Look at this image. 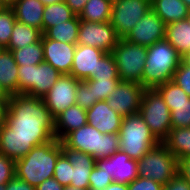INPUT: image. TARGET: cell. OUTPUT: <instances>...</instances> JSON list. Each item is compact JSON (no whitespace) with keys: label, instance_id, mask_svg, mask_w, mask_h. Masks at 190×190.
Returning <instances> with one entry per match:
<instances>
[{"label":"cell","instance_id":"6da1fadb","mask_svg":"<svg viewBox=\"0 0 190 190\" xmlns=\"http://www.w3.org/2000/svg\"><path fill=\"white\" fill-rule=\"evenodd\" d=\"M54 138V118L42 98L9 96L6 120L0 126V153L16 161Z\"/></svg>","mask_w":190,"mask_h":190},{"label":"cell","instance_id":"7a4b0ae2","mask_svg":"<svg viewBox=\"0 0 190 190\" xmlns=\"http://www.w3.org/2000/svg\"><path fill=\"white\" fill-rule=\"evenodd\" d=\"M62 154L61 141H52L33 147L31 151L15 161V173L18 179L34 187L54 176L58 157Z\"/></svg>","mask_w":190,"mask_h":190},{"label":"cell","instance_id":"3957f363","mask_svg":"<svg viewBox=\"0 0 190 190\" xmlns=\"http://www.w3.org/2000/svg\"><path fill=\"white\" fill-rule=\"evenodd\" d=\"M180 61L181 56L166 39L147 47L142 86L146 89H155L157 86L172 80Z\"/></svg>","mask_w":190,"mask_h":190},{"label":"cell","instance_id":"277c9868","mask_svg":"<svg viewBox=\"0 0 190 190\" xmlns=\"http://www.w3.org/2000/svg\"><path fill=\"white\" fill-rule=\"evenodd\" d=\"M62 142L69 148L90 154L95 160L114 155L120 149L118 133H101L90 124L71 131Z\"/></svg>","mask_w":190,"mask_h":190},{"label":"cell","instance_id":"5b68a950","mask_svg":"<svg viewBox=\"0 0 190 190\" xmlns=\"http://www.w3.org/2000/svg\"><path fill=\"white\" fill-rule=\"evenodd\" d=\"M118 135L120 150L137 161L160 143L139 113L123 117Z\"/></svg>","mask_w":190,"mask_h":190},{"label":"cell","instance_id":"8992f818","mask_svg":"<svg viewBox=\"0 0 190 190\" xmlns=\"http://www.w3.org/2000/svg\"><path fill=\"white\" fill-rule=\"evenodd\" d=\"M138 162V174L166 185L178 172L179 161L163 142L152 147Z\"/></svg>","mask_w":190,"mask_h":190},{"label":"cell","instance_id":"52a82bcc","mask_svg":"<svg viewBox=\"0 0 190 190\" xmlns=\"http://www.w3.org/2000/svg\"><path fill=\"white\" fill-rule=\"evenodd\" d=\"M138 113L160 142L169 136L172 128L171 110L156 89L145 90Z\"/></svg>","mask_w":190,"mask_h":190},{"label":"cell","instance_id":"ba28073f","mask_svg":"<svg viewBox=\"0 0 190 190\" xmlns=\"http://www.w3.org/2000/svg\"><path fill=\"white\" fill-rule=\"evenodd\" d=\"M111 53L114 56L120 80L134 81L142 85L147 47L119 39Z\"/></svg>","mask_w":190,"mask_h":190},{"label":"cell","instance_id":"9c48e42d","mask_svg":"<svg viewBox=\"0 0 190 190\" xmlns=\"http://www.w3.org/2000/svg\"><path fill=\"white\" fill-rule=\"evenodd\" d=\"M62 74L46 62L19 66L18 94L43 98Z\"/></svg>","mask_w":190,"mask_h":190},{"label":"cell","instance_id":"30bf717a","mask_svg":"<svg viewBox=\"0 0 190 190\" xmlns=\"http://www.w3.org/2000/svg\"><path fill=\"white\" fill-rule=\"evenodd\" d=\"M150 9L151 0H119L112 4L110 24L117 36L124 39Z\"/></svg>","mask_w":190,"mask_h":190},{"label":"cell","instance_id":"8fae6325","mask_svg":"<svg viewBox=\"0 0 190 190\" xmlns=\"http://www.w3.org/2000/svg\"><path fill=\"white\" fill-rule=\"evenodd\" d=\"M119 39L110 22L96 23L80 20L78 45L92 46L106 53H110L117 45Z\"/></svg>","mask_w":190,"mask_h":190},{"label":"cell","instance_id":"7c38bea8","mask_svg":"<svg viewBox=\"0 0 190 190\" xmlns=\"http://www.w3.org/2000/svg\"><path fill=\"white\" fill-rule=\"evenodd\" d=\"M146 88L134 81H120L106 99L108 105L122 117L136 114L140 110Z\"/></svg>","mask_w":190,"mask_h":190},{"label":"cell","instance_id":"4fadbf2b","mask_svg":"<svg viewBox=\"0 0 190 190\" xmlns=\"http://www.w3.org/2000/svg\"><path fill=\"white\" fill-rule=\"evenodd\" d=\"M78 81L70 74H62L42 98L54 119L65 109L76 104L75 95Z\"/></svg>","mask_w":190,"mask_h":190},{"label":"cell","instance_id":"5bb4252c","mask_svg":"<svg viewBox=\"0 0 190 190\" xmlns=\"http://www.w3.org/2000/svg\"><path fill=\"white\" fill-rule=\"evenodd\" d=\"M166 25L162 19L152 10L148 11L132 30L129 31L125 40L142 45L152 46L157 41L165 39Z\"/></svg>","mask_w":190,"mask_h":190},{"label":"cell","instance_id":"9a60e30c","mask_svg":"<svg viewBox=\"0 0 190 190\" xmlns=\"http://www.w3.org/2000/svg\"><path fill=\"white\" fill-rule=\"evenodd\" d=\"M96 165L111 174L116 183L129 184L139 176L137 160L120 149L110 157L96 159Z\"/></svg>","mask_w":190,"mask_h":190},{"label":"cell","instance_id":"2e32d148","mask_svg":"<svg viewBox=\"0 0 190 190\" xmlns=\"http://www.w3.org/2000/svg\"><path fill=\"white\" fill-rule=\"evenodd\" d=\"M44 62L52 65L61 74H70L76 44L54 41L42 35Z\"/></svg>","mask_w":190,"mask_h":190},{"label":"cell","instance_id":"e0dca14e","mask_svg":"<svg viewBox=\"0 0 190 190\" xmlns=\"http://www.w3.org/2000/svg\"><path fill=\"white\" fill-rule=\"evenodd\" d=\"M61 151L72 165L70 185L89 190V176L96 164V160L90 154L67 147L62 141Z\"/></svg>","mask_w":190,"mask_h":190},{"label":"cell","instance_id":"ac0fdd59","mask_svg":"<svg viewBox=\"0 0 190 190\" xmlns=\"http://www.w3.org/2000/svg\"><path fill=\"white\" fill-rule=\"evenodd\" d=\"M105 54L92 46L76 44L70 75L78 80H90L97 73L98 60Z\"/></svg>","mask_w":190,"mask_h":190},{"label":"cell","instance_id":"d6986e66","mask_svg":"<svg viewBox=\"0 0 190 190\" xmlns=\"http://www.w3.org/2000/svg\"><path fill=\"white\" fill-rule=\"evenodd\" d=\"M87 123L101 133H118L123 117L115 112L105 101L96 102L86 110Z\"/></svg>","mask_w":190,"mask_h":190},{"label":"cell","instance_id":"ffe728a7","mask_svg":"<svg viewBox=\"0 0 190 190\" xmlns=\"http://www.w3.org/2000/svg\"><path fill=\"white\" fill-rule=\"evenodd\" d=\"M86 124V110L74 104L54 119V136L57 140L62 141L71 131Z\"/></svg>","mask_w":190,"mask_h":190},{"label":"cell","instance_id":"44dd1931","mask_svg":"<svg viewBox=\"0 0 190 190\" xmlns=\"http://www.w3.org/2000/svg\"><path fill=\"white\" fill-rule=\"evenodd\" d=\"M18 71L12 51L3 48L0 51V86L8 96L18 94Z\"/></svg>","mask_w":190,"mask_h":190},{"label":"cell","instance_id":"7402d4cb","mask_svg":"<svg viewBox=\"0 0 190 190\" xmlns=\"http://www.w3.org/2000/svg\"><path fill=\"white\" fill-rule=\"evenodd\" d=\"M41 0H17L12 6L16 21L42 31L43 11Z\"/></svg>","mask_w":190,"mask_h":190},{"label":"cell","instance_id":"603a6c76","mask_svg":"<svg viewBox=\"0 0 190 190\" xmlns=\"http://www.w3.org/2000/svg\"><path fill=\"white\" fill-rule=\"evenodd\" d=\"M151 9L165 25L187 19L190 11L182 0H151Z\"/></svg>","mask_w":190,"mask_h":190},{"label":"cell","instance_id":"cb8c5ba5","mask_svg":"<svg viewBox=\"0 0 190 190\" xmlns=\"http://www.w3.org/2000/svg\"><path fill=\"white\" fill-rule=\"evenodd\" d=\"M165 39L180 56L190 50V25L188 19L166 25Z\"/></svg>","mask_w":190,"mask_h":190},{"label":"cell","instance_id":"d4e9b609","mask_svg":"<svg viewBox=\"0 0 190 190\" xmlns=\"http://www.w3.org/2000/svg\"><path fill=\"white\" fill-rule=\"evenodd\" d=\"M163 143L178 161L190 157V127L171 128Z\"/></svg>","mask_w":190,"mask_h":190},{"label":"cell","instance_id":"484cf974","mask_svg":"<svg viewBox=\"0 0 190 190\" xmlns=\"http://www.w3.org/2000/svg\"><path fill=\"white\" fill-rule=\"evenodd\" d=\"M42 35L41 30L16 21L10 41L5 49L12 51L13 49L24 48L25 46L40 41Z\"/></svg>","mask_w":190,"mask_h":190},{"label":"cell","instance_id":"4316f807","mask_svg":"<svg viewBox=\"0 0 190 190\" xmlns=\"http://www.w3.org/2000/svg\"><path fill=\"white\" fill-rule=\"evenodd\" d=\"M79 25V16L75 15L71 20L48 28L43 35L54 41L77 44Z\"/></svg>","mask_w":190,"mask_h":190},{"label":"cell","instance_id":"83f0119b","mask_svg":"<svg viewBox=\"0 0 190 190\" xmlns=\"http://www.w3.org/2000/svg\"><path fill=\"white\" fill-rule=\"evenodd\" d=\"M74 16L75 14L65 1L46 5L43 11L42 33L50 27L71 20Z\"/></svg>","mask_w":190,"mask_h":190},{"label":"cell","instance_id":"f1b7e54d","mask_svg":"<svg viewBox=\"0 0 190 190\" xmlns=\"http://www.w3.org/2000/svg\"><path fill=\"white\" fill-rule=\"evenodd\" d=\"M112 4L108 0H88L79 15L80 20L110 22Z\"/></svg>","mask_w":190,"mask_h":190},{"label":"cell","instance_id":"f546056e","mask_svg":"<svg viewBox=\"0 0 190 190\" xmlns=\"http://www.w3.org/2000/svg\"><path fill=\"white\" fill-rule=\"evenodd\" d=\"M12 54L18 66L38 65L39 63L44 62L42 40L21 49H13Z\"/></svg>","mask_w":190,"mask_h":190},{"label":"cell","instance_id":"4dcf8cb0","mask_svg":"<svg viewBox=\"0 0 190 190\" xmlns=\"http://www.w3.org/2000/svg\"><path fill=\"white\" fill-rule=\"evenodd\" d=\"M155 89L163 97L164 102L170 110L171 105H181L190 100V96H188L187 93L172 80L157 86Z\"/></svg>","mask_w":190,"mask_h":190},{"label":"cell","instance_id":"1f68e13d","mask_svg":"<svg viewBox=\"0 0 190 190\" xmlns=\"http://www.w3.org/2000/svg\"><path fill=\"white\" fill-rule=\"evenodd\" d=\"M16 22L15 12L12 7H0V45L3 48L8 46L12 30Z\"/></svg>","mask_w":190,"mask_h":190},{"label":"cell","instance_id":"d6a6232c","mask_svg":"<svg viewBox=\"0 0 190 190\" xmlns=\"http://www.w3.org/2000/svg\"><path fill=\"white\" fill-rule=\"evenodd\" d=\"M91 79H120L113 54L106 53L98 60L97 73Z\"/></svg>","mask_w":190,"mask_h":190},{"label":"cell","instance_id":"836d02e7","mask_svg":"<svg viewBox=\"0 0 190 190\" xmlns=\"http://www.w3.org/2000/svg\"><path fill=\"white\" fill-rule=\"evenodd\" d=\"M97 101H105L109 98L111 92L115 90L116 86L121 81L120 79H90L86 80Z\"/></svg>","mask_w":190,"mask_h":190},{"label":"cell","instance_id":"e575fe53","mask_svg":"<svg viewBox=\"0 0 190 190\" xmlns=\"http://www.w3.org/2000/svg\"><path fill=\"white\" fill-rule=\"evenodd\" d=\"M172 128L190 127V100L181 105H171Z\"/></svg>","mask_w":190,"mask_h":190},{"label":"cell","instance_id":"d590c367","mask_svg":"<svg viewBox=\"0 0 190 190\" xmlns=\"http://www.w3.org/2000/svg\"><path fill=\"white\" fill-rule=\"evenodd\" d=\"M75 97L76 104L85 110L90 109L96 102H98L86 80L78 81Z\"/></svg>","mask_w":190,"mask_h":190},{"label":"cell","instance_id":"8d00e7d4","mask_svg":"<svg viewBox=\"0 0 190 190\" xmlns=\"http://www.w3.org/2000/svg\"><path fill=\"white\" fill-rule=\"evenodd\" d=\"M53 177L63 186L71 184L72 165L63 154L56 161Z\"/></svg>","mask_w":190,"mask_h":190},{"label":"cell","instance_id":"74e56055","mask_svg":"<svg viewBox=\"0 0 190 190\" xmlns=\"http://www.w3.org/2000/svg\"><path fill=\"white\" fill-rule=\"evenodd\" d=\"M111 174L100 169L96 164L89 176V190H104L109 184L113 183Z\"/></svg>","mask_w":190,"mask_h":190},{"label":"cell","instance_id":"f35d334b","mask_svg":"<svg viewBox=\"0 0 190 190\" xmlns=\"http://www.w3.org/2000/svg\"><path fill=\"white\" fill-rule=\"evenodd\" d=\"M173 82L184 90L190 96V66L180 61L177 70L173 75Z\"/></svg>","mask_w":190,"mask_h":190},{"label":"cell","instance_id":"ab89813d","mask_svg":"<svg viewBox=\"0 0 190 190\" xmlns=\"http://www.w3.org/2000/svg\"><path fill=\"white\" fill-rule=\"evenodd\" d=\"M15 176V161L0 153V186H5Z\"/></svg>","mask_w":190,"mask_h":190},{"label":"cell","instance_id":"60d3db41","mask_svg":"<svg viewBox=\"0 0 190 190\" xmlns=\"http://www.w3.org/2000/svg\"><path fill=\"white\" fill-rule=\"evenodd\" d=\"M128 190H163V185L150 178L138 176L128 184Z\"/></svg>","mask_w":190,"mask_h":190},{"label":"cell","instance_id":"b9f144b4","mask_svg":"<svg viewBox=\"0 0 190 190\" xmlns=\"http://www.w3.org/2000/svg\"><path fill=\"white\" fill-rule=\"evenodd\" d=\"M163 190H190V184L178 171L166 185H163Z\"/></svg>","mask_w":190,"mask_h":190},{"label":"cell","instance_id":"7bdbcfd3","mask_svg":"<svg viewBox=\"0 0 190 190\" xmlns=\"http://www.w3.org/2000/svg\"><path fill=\"white\" fill-rule=\"evenodd\" d=\"M4 190H36V187L15 176L4 186Z\"/></svg>","mask_w":190,"mask_h":190},{"label":"cell","instance_id":"ee69618b","mask_svg":"<svg viewBox=\"0 0 190 190\" xmlns=\"http://www.w3.org/2000/svg\"><path fill=\"white\" fill-rule=\"evenodd\" d=\"M64 186L61 185L54 177L41 182L36 186V190H63Z\"/></svg>","mask_w":190,"mask_h":190},{"label":"cell","instance_id":"f6af8a7d","mask_svg":"<svg viewBox=\"0 0 190 190\" xmlns=\"http://www.w3.org/2000/svg\"><path fill=\"white\" fill-rule=\"evenodd\" d=\"M178 171L190 184V157L179 160Z\"/></svg>","mask_w":190,"mask_h":190},{"label":"cell","instance_id":"bcb514c9","mask_svg":"<svg viewBox=\"0 0 190 190\" xmlns=\"http://www.w3.org/2000/svg\"><path fill=\"white\" fill-rule=\"evenodd\" d=\"M87 1L88 0H65V3L71 8L75 15L79 16Z\"/></svg>","mask_w":190,"mask_h":190},{"label":"cell","instance_id":"7dc6e473","mask_svg":"<svg viewBox=\"0 0 190 190\" xmlns=\"http://www.w3.org/2000/svg\"><path fill=\"white\" fill-rule=\"evenodd\" d=\"M9 97H0V126L4 124L6 120V113L8 110Z\"/></svg>","mask_w":190,"mask_h":190},{"label":"cell","instance_id":"c3c4849f","mask_svg":"<svg viewBox=\"0 0 190 190\" xmlns=\"http://www.w3.org/2000/svg\"><path fill=\"white\" fill-rule=\"evenodd\" d=\"M104 190H128V184L113 182L109 184Z\"/></svg>","mask_w":190,"mask_h":190},{"label":"cell","instance_id":"681fc988","mask_svg":"<svg viewBox=\"0 0 190 190\" xmlns=\"http://www.w3.org/2000/svg\"><path fill=\"white\" fill-rule=\"evenodd\" d=\"M16 2L17 0H0V5L6 7H12Z\"/></svg>","mask_w":190,"mask_h":190},{"label":"cell","instance_id":"f907efd6","mask_svg":"<svg viewBox=\"0 0 190 190\" xmlns=\"http://www.w3.org/2000/svg\"><path fill=\"white\" fill-rule=\"evenodd\" d=\"M181 61L190 66V50L186 52L183 56H181Z\"/></svg>","mask_w":190,"mask_h":190},{"label":"cell","instance_id":"816d5d0a","mask_svg":"<svg viewBox=\"0 0 190 190\" xmlns=\"http://www.w3.org/2000/svg\"><path fill=\"white\" fill-rule=\"evenodd\" d=\"M65 0H41V2L46 6L50 4H55L57 2H63Z\"/></svg>","mask_w":190,"mask_h":190},{"label":"cell","instance_id":"f5cc1de1","mask_svg":"<svg viewBox=\"0 0 190 190\" xmlns=\"http://www.w3.org/2000/svg\"><path fill=\"white\" fill-rule=\"evenodd\" d=\"M63 190H88V189H82V188H79V187L68 185V186H64Z\"/></svg>","mask_w":190,"mask_h":190},{"label":"cell","instance_id":"db71d44e","mask_svg":"<svg viewBox=\"0 0 190 190\" xmlns=\"http://www.w3.org/2000/svg\"><path fill=\"white\" fill-rule=\"evenodd\" d=\"M0 97H9L0 86Z\"/></svg>","mask_w":190,"mask_h":190},{"label":"cell","instance_id":"11a10c76","mask_svg":"<svg viewBox=\"0 0 190 190\" xmlns=\"http://www.w3.org/2000/svg\"><path fill=\"white\" fill-rule=\"evenodd\" d=\"M187 6L188 8L190 9V0H182Z\"/></svg>","mask_w":190,"mask_h":190},{"label":"cell","instance_id":"9f6ffc18","mask_svg":"<svg viewBox=\"0 0 190 190\" xmlns=\"http://www.w3.org/2000/svg\"><path fill=\"white\" fill-rule=\"evenodd\" d=\"M111 4L118 2L119 0H108Z\"/></svg>","mask_w":190,"mask_h":190},{"label":"cell","instance_id":"6f0895ef","mask_svg":"<svg viewBox=\"0 0 190 190\" xmlns=\"http://www.w3.org/2000/svg\"><path fill=\"white\" fill-rule=\"evenodd\" d=\"M188 21H189V25H190V11H189V14H188Z\"/></svg>","mask_w":190,"mask_h":190},{"label":"cell","instance_id":"680465c9","mask_svg":"<svg viewBox=\"0 0 190 190\" xmlns=\"http://www.w3.org/2000/svg\"><path fill=\"white\" fill-rule=\"evenodd\" d=\"M0 190H4V186H0Z\"/></svg>","mask_w":190,"mask_h":190}]
</instances>
